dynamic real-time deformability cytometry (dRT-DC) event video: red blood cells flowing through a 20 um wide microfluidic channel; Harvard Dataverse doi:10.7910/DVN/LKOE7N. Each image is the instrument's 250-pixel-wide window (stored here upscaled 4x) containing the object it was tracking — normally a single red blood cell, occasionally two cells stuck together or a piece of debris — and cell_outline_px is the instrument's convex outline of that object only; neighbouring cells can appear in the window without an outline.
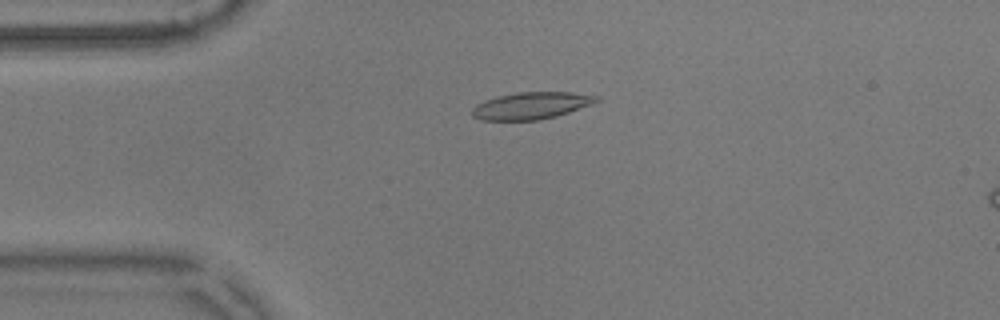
{"species": "common noctule bat (a hibernating species)", "species_latin": "Nyctalus noctula", "temperature_condition": "warm", "stored_images_in_passage": 52, "camera_frame_rate_fps": 3000, "um_per_image_px": 0.085, "animal": {"sex": "male", "body_mass_g": 17.9}, "frame": {"image": 1, "passage_image": 9, "time_ms": 2.667, "image_size_px": [1000, 320], "cell_outline_px": [[600, 100], [592, 104], [556, 116], [540, 120], [480, 120], [472, 116], [472, 108], [476, 104], [484, 100], [496, 96], [516, 92], [572, 92], [600, 96]], "centroid_in_image_um": [45.14, 8.97], "position_along_channel_um": 39.9, "area_um2": 19.71}}
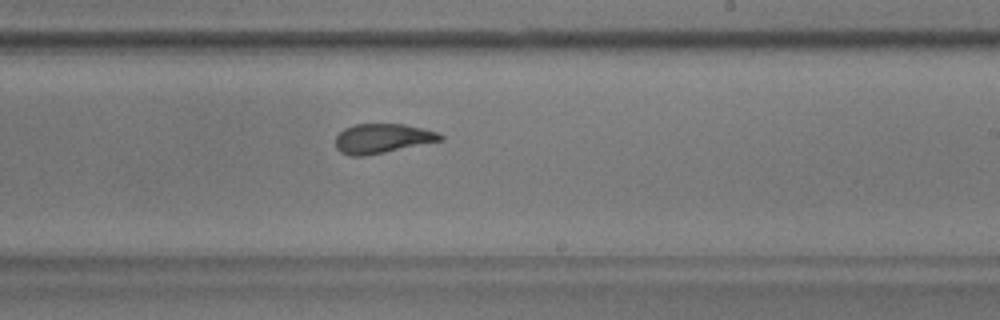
{"frame": {"image": 2, "passage_image": 29, "time_ms": 9.333, "image_size_px": [1000, 320], "cell_outline_px": [[444, 140], [364, 156], [352, 156], [340, 152], [336, 148], [336, 136], [344, 128], [356, 124], [404, 124], [424, 128], [436, 132], [444, 136]], "centroid_in_image_um": [32.5, 11.76], "position_along_channel_um": 256.5, "area_um2": 17.98}}
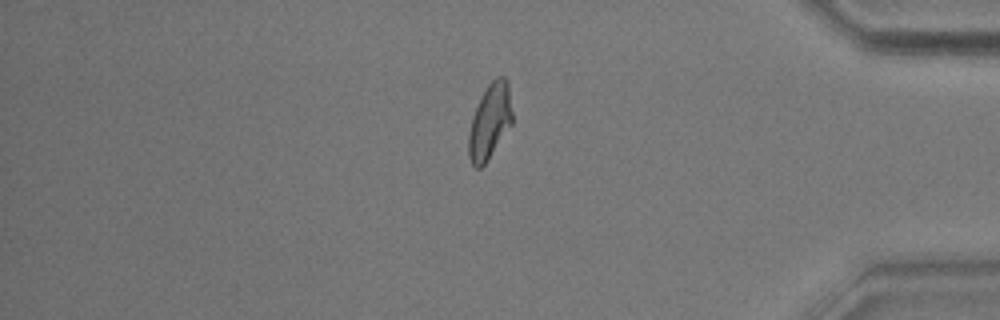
{"frame": {"image": 3, "passage_image": 43, "time_ms": 14.0, "image_size_px": [1000, 320], "cell_outline_px": [[512, 124], [484, 164], [480, 168], [476, 168], [472, 164], [468, 156], [468, 136], [472, 116], [488, 84], [496, 76], [504, 76], [508, 80], [512, 112]], "centroid_in_image_um": [41.64, 10.3], "position_along_channel_um": 393.6, "area_um2": 18.96}, "authors_computed_cell_mechanics": {"area_um2": 19.074, "velocity_mm_per_s": 3.5934, "shape_relaxation_time_tau1_ms": 8.9165, "shape_relaxation_time_tau2_ms": 1.6705, "deformation_change_tau1": 0.2473, "deformation_change_tau2": 0.0844}}